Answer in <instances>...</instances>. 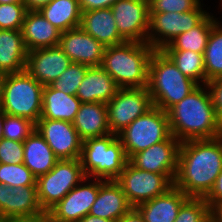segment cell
<instances>
[{"mask_svg": "<svg viewBox=\"0 0 222 222\" xmlns=\"http://www.w3.org/2000/svg\"><path fill=\"white\" fill-rule=\"evenodd\" d=\"M36 130V124L29 119L5 114L3 138L24 142Z\"/></svg>", "mask_w": 222, "mask_h": 222, "instance_id": "cell-35", "label": "cell"}, {"mask_svg": "<svg viewBox=\"0 0 222 222\" xmlns=\"http://www.w3.org/2000/svg\"><path fill=\"white\" fill-rule=\"evenodd\" d=\"M171 135L167 112L154 106L130 123L118 134V138L129 159L132 155L165 141Z\"/></svg>", "mask_w": 222, "mask_h": 222, "instance_id": "cell-7", "label": "cell"}, {"mask_svg": "<svg viewBox=\"0 0 222 222\" xmlns=\"http://www.w3.org/2000/svg\"><path fill=\"white\" fill-rule=\"evenodd\" d=\"M73 126L82 141L111 134L106 103H81Z\"/></svg>", "mask_w": 222, "mask_h": 222, "instance_id": "cell-24", "label": "cell"}, {"mask_svg": "<svg viewBox=\"0 0 222 222\" xmlns=\"http://www.w3.org/2000/svg\"><path fill=\"white\" fill-rule=\"evenodd\" d=\"M52 0H24L27 11H38Z\"/></svg>", "mask_w": 222, "mask_h": 222, "instance_id": "cell-43", "label": "cell"}, {"mask_svg": "<svg viewBox=\"0 0 222 222\" xmlns=\"http://www.w3.org/2000/svg\"><path fill=\"white\" fill-rule=\"evenodd\" d=\"M4 119H5V113L0 109V139L3 138Z\"/></svg>", "mask_w": 222, "mask_h": 222, "instance_id": "cell-47", "label": "cell"}, {"mask_svg": "<svg viewBox=\"0 0 222 222\" xmlns=\"http://www.w3.org/2000/svg\"><path fill=\"white\" fill-rule=\"evenodd\" d=\"M110 8L117 30L126 42H147L149 0H117Z\"/></svg>", "mask_w": 222, "mask_h": 222, "instance_id": "cell-12", "label": "cell"}, {"mask_svg": "<svg viewBox=\"0 0 222 222\" xmlns=\"http://www.w3.org/2000/svg\"><path fill=\"white\" fill-rule=\"evenodd\" d=\"M36 176L23 164L0 163V182L18 188L36 185Z\"/></svg>", "mask_w": 222, "mask_h": 222, "instance_id": "cell-32", "label": "cell"}, {"mask_svg": "<svg viewBox=\"0 0 222 222\" xmlns=\"http://www.w3.org/2000/svg\"><path fill=\"white\" fill-rule=\"evenodd\" d=\"M27 56L22 31L0 29V73L7 75L26 70Z\"/></svg>", "mask_w": 222, "mask_h": 222, "instance_id": "cell-25", "label": "cell"}, {"mask_svg": "<svg viewBox=\"0 0 222 222\" xmlns=\"http://www.w3.org/2000/svg\"><path fill=\"white\" fill-rule=\"evenodd\" d=\"M81 12L110 8L117 0H78Z\"/></svg>", "mask_w": 222, "mask_h": 222, "instance_id": "cell-41", "label": "cell"}, {"mask_svg": "<svg viewBox=\"0 0 222 222\" xmlns=\"http://www.w3.org/2000/svg\"><path fill=\"white\" fill-rule=\"evenodd\" d=\"M39 11L61 33L80 26L81 10L78 0H52Z\"/></svg>", "mask_w": 222, "mask_h": 222, "instance_id": "cell-28", "label": "cell"}, {"mask_svg": "<svg viewBox=\"0 0 222 222\" xmlns=\"http://www.w3.org/2000/svg\"><path fill=\"white\" fill-rule=\"evenodd\" d=\"M24 159L23 142L0 139V163L2 164H21Z\"/></svg>", "mask_w": 222, "mask_h": 222, "instance_id": "cell-38", "label": "cell"}, {"mask_svg": "<svg viewBox=\"0 0 222 222\" xmlns=\"http://www.w3.org/2000/svg\"><path fill=\"white\" fill-rule=\"evenodd\" d=\"M202 5L183 13L150 12L147 43L154 50H162L179 34L199 25L210 14Z\"/></svg>", "mask_w": 222, "mask_h": 222, "instance_id": "cell-10", "label": "cell"}, {"mask_svg": "<svg viewBox=\"0 0 222 222\" xmlns=\"http://www.w3.org/2000/svg\"><path fill=\"white\" fill-rule=\"evenodd\" d=\"M44 214L36 185L14 188L0 182V218H30Z\"/></svg>", "mask_w": 222, "mask_h": 222, "instance_id": "cell-16", "label": "cell"}, {"mask_svg": "<svg viewBox=\"0 0 222 222\" xmlns=\"http://www.w3.org/2000/svg\"><path fill=\"white\" fill-rule=\"evenodd\" d=\"M0 222H9V219L0 218Z\"/></svg>", "mask_w": 222, "mask_h": 222, "instance_id": "cell-51", "label": "cell"}, {"mask_svg": "<svg viewBox=\"0 0 222 222\" xmlns=\"http://www.w3.org/2000/svg\"><path fill=\"white\" fill-rule=\"evenodd\" d=\"M174 222H211L210 206L204 198L189 197Z\"/></svg>", "mask_w": 222, "mask_h": 222, "instance_id": "cell-33", "label": "cell"}, {"mask_svg": "<svg viewBox=\"0 0 222 222\" xmlns=\"http://www.w3.org/2000/svg\"><path fill=\"white\" fill-rule=\"evenodd\" d=\"M36 131L43 137L59 160L79 159L82 140L73 123L40 118Z\"/></svg>", "mask_w": 222, "mask_h": 222, "instance_id": "cell-14", "label": "cell"}, {"mask_svg": "<svg viewBox=\"0 0 222 222\" xmlns=\"http://www.w3.org/2000/svg\"><path fill=\"white\" fill-rule=\"evenodd\" d=\"M81 101L76 95H68L51 85L43 88L42 113L40 118L63 120L73 123Z\"/></svg>", "mask_w": 222, "mask_h": 222, "instance_id": "cell-26", "label": "cell"}, {"mask_svg": "<svg viewBox=\"0 0 222 222\" xmlns=\"http://www.w3.org/2000/svg\"><path fill=\"white\" fill-rule=\"evenodd\" d=\"M205 85L209 91L211 102L215 108L217 117L222 124V78L213 79Z\"/></svg>", "mask_w": 222, "mask_h": 222, "instance_id": "cell-39", "label": "cell"}, {"mask_svg": "<svg viewBox=\"0 0 222 222\" xmlns=\"http://www.w3.org/2000/svg\"><path fill=\"white\" fill-rule=\"evenodd\" d=\"M188 78L198 85L206 84L204 67V53H195L190 50H162Z\"/></svg>", "mask_w": 222, "mask_h": 222, "instance_id": "cell-30", "label": "cell"}, {"mask_svg": "<svg viewBox=\"0 0 222 222\" xmlns=\"http://www.w3.org/2000/svg\"><path fill=\"white\" fill-rule=\"evenodd\" d=\"M4 74L0 73V102H1V93H2V83L4 79Z\"/></svg>", "mask_w": 222, "mask_h": 222, "instance_id": "cell-50", "label": "cell"}, {"mask_svg": "<svg viewBox=\"0 0 222 222\" xmlns=\"http://www.w3.org/2000/svg\"><path fill=\"white\" fill-rule=\"evenodd\" d=\"M24 0H0V3L9 4V3H23Z\"/></svg>", "mask_w": 222, "mask_h": 222, "instance_id": "cell-49", "label": "cell"}, {"mask_svg": "<svg viewBox=\"0 0 222 222\" xmlns=\"http://www.w3.org/2000/svg\"><path fill=\"white\" fill-rule=\"evenodd\" d=\"M26 13L24 3H0V29L21 30Z\"/></svg>", "mask_w": 222, "mask_h": 222, "instance_id": "cell-36", "label": "cell"}, {"mask_svg": "<svg viewBox=\"0 0 222 222\" xmlns=\"http://www.w3.org/2000/svg\"><path fill=\"white\" fill-rule=\"evenodd\" d=\"M58 45L73 63L101 66L104 45L80 26L61 33Z\"/></svg>", "mask_w": 222, "mask_h": 222, "instance_id": "cell-17", "label": "cell"}, {"mask_svg": "<svg viewBox=\"0 0 222 222\" xmlns=\"http://www.w3.org/2000/svg\"><path fill=\"white\" fill-rule=\"evenodd\" d=\"M80 162L87 177L115 180L128 162L116 134L89 138L82 142Z\"/></svg>", "mask_w": 222, "mask_h": 222, "instance_id": "cell-5", "label": "cell"}, {"mask_svg": "<svg viewBox=\"0 0 222 222\" xmlns=\"http://www.w3.org/2000/svg\"><path fill=\"white\" fill-rule=\"evenodd\" d=\"M79 222H114V221L88 214L85 217H83Z\"/></svg>", "mask_w": 222, "mask_h": 222, "instance_id": "cell-45", "label": "cell"}, {"mask_svg": "<svg viewBox=\"0 0 222 222\" xmlns=\"http://www.w3.org/2000/svg\"><path fill=\"white\" fill-rule=\"evenodd\" d=\"M175 176L141 170L127 162L115 181L121 186L129 204L136 207L166 193L174 186Z\"/></svg>", "mask_w": 222, "mask_h": 222, "instance_id": "cell-9", "label": "cell"}, {"mask_svg": "<svg viewBox=\"0 0 222 222\" xmlns=\"http://www.w3.org/2000/svg\"><path fill=\"white\" fill-rule=\"evenodd\" d=\"M116 222H145L140 212L132 207L126 214L120 217Z\"/></svg>", "mask_w": 222, "mask_h": 222, "instance_id": "cell-42", "label": "cell"}, {"mask_svg": "<svg viewBox=\"0 0 222 222\" xmlns=\"http://www.w3.org/2000/svg\"><path fill=\"white\" fill-rule=\"evenodd\" d=\"M202 1V0H201ZM200 0H149L150 12H178L194 10L200 3Z\"/></svg>", "mask_w": 222, "mask_h": 222, "instance_id": "cell-37", "label": "cell"}, {"mask_svg": "<svg viewBox=\"0 0 222 222\" xmlns=\"http://www.w3.org/2000/svg\"><path fill=\"white\" fill-rule=\"evenodd\" d=\"M43 88L26 70L7 74L2 83L0 109L36 124L42 113Z\"/></svg>", "mask_w": 222, "mask_h": 222, "instance_id": "cell-6", "label": "cell"}, {"mask_svg": "<svg viewBox=\"0 0 222 222\" xmlns=\"http://www.w3.org/2000/svg\"><path fill=\"white\" fill-rule=\"evenodd\" d=\"M167 114L171 134L180 142L213 139L222 135V124L205 84L198 85Z\"/></svg>", "mask_w": 222, "mask_h": 222, "instance_id": "cell-2", "label": "cell"}, {"mask_svg": "<svg viewBox=\"0 0 222 222\" xmlns=\"http://www.w3.org/2000/svg\"><path fill=\"white\" fill-rule=\"evenodd\" d=\"M72 63L57 46L34 49L28 52L26 71L41 85L53 83Z\"/></svg>", "mask_w": 222, "mask_h": 222, "instance_id": "cell-18", "label": "cell"}, {"mask_svg": "<svg viewBox=\"0 0 222 222\" xmlns=\"http://www.w3.org/2000/svg\"><path fill=\"white\" fill-rule=\"evenodd\" d=\"M211 222H222V203L215 204L210 208Z\"/></svg>", "mask_w": 222, "mask_h": 222, "instance_id": "cell-44", "label": "cell"}, {"mask_svg": "<svg viewBox=\"0 0 222 222\" xmlns=\"http://www.w3.org/2000/svg\"><path fill=\"white\" fill-rule=\"evenodd\" d=\"M9 222H42V215L30 218H11Z\"/></svg>", "mask_w": 222, "mask_h": 222, "instance_id": "cell-46", "label": "cell"}, {"mask_svg": "<svg viewBox=\"0 0 222 222\" xmlns=\"http://www.w3.org/2000/svg\"><path fill=\"white\" fill-rule=\"evenodd\" d=\"M119 89L117 83L101 66H92L88 67L76 97L81 103L107 104Z\"/></svg>", "mask_w": 222, "mask_h": 222, "instance_id": "cell-20", "label": "cell"}, {"mask_svg": "<svg viewBox=\"0 0 222 222\" xmlns=\"http://www.w3.org/2000/svg\"><path fill=\"white\" fill-rule=\"evenodd\" d=\"M98 191L99 178L86 176L47 214L58 222H79L89 214L91 206L97 198Z\"/></svg>", "mask_w": 222, "mask_h": 222, "instance_id": "cell-13", "label": "cell"}, {"mask_svg": "<svg viewBox=\"0 0 222 222\" xmlns=\"http://www.w3.org/2000/svg\"><path fill=\"white\" fill-rule=\"evenodd\" d=\"M222 171V135L180 144L174 186L188 197L205 198Z\"/></svg>", "mask_w": 222, "mask_h": 222, "instance_id": "cell-1", "label": "cell"}, {"mask_svg": "<svg viewBox=\"0 0 222 222\" xmlns=\"http://www.w3.org/2000/svg\"><path fill=\"white\" fill-rule=\"evenodd\" d=\"M131 208L121 186L115 180L99 178V191L89 211L90 215L116 222Z\"/></svg>", "mask_w": 222, "mask_h": 222, "instance_id": "cell-19", "label": "cell"}, {"mask_svg": "<svg viewBox=\"0 0 222 222\" xmlns=\"http://www.w3.org/2000/svg\"><path fill=\"white\" fill-rule=\"evenodd\" d=\"M154 107L146 88H120L106 104L109 130L118 135L136 118Z\"/></svg>", "mask_w": 222, "mask_h": 222, "instance_id": "cell-11", "label": "cell"}, {"mask_svg": "<svg viewBox=\"0 0 222 222\" xmlns=\"http://www.w3.org/2000/svg\"><path fill=\"white\" fill-rule=\"evenodd\" d=\"M86 177L80 159L59 160L46 174L37 177L38 201L45 213Z\"/></svg>", "mask_w": 222, "mask_h": 222, "instance_id": "cell-8", "label": "cell"}, {"mask_svg": "<svg viewBox=\"0 0 222 222\" xmlns=\"http://www.w3.org/2000/svg\"><path fill=\"white\" fill-rule=\"evenodd\" d=\"M42 222H58V221L54 220L47 213H45L44 215H42Z\"/></svg>", "mask_w": 222, "mask_h": 222, "instance_id": "cell-48", "label": "cell"}, {"mask_svg": "<svg viewBox=\"0 0 222 222\" xmlns=\"http://www.w3.org/2000/svg\"><path fill=\"white\" fill-rule=\"evenodd\" d=\"M188 198L184 192L173 186L163 195L143 202L135 208L145 222H174L179 209Z\"/></svg>", "mask_w": 222, "mask_h": 222, "instance_id": "cell-21", "label": "cell"}, {"mask_svg": "<svg viewBox=\"0 0 222 222\" xmlns=\"http://www.w3.org/2000/svg\"><path fill=\"white\" fill-rule=\"evenodd\" d=\"M154 49L147 43L124 42L105 47L101 67L120 88H146Z\"/></svg>", "mask_w": 222, "mask_h": 222, "instance_id": "cell-3", "label": "cell"}, {"mask_svg": "<svg viewBox=\"0 0 222 222\" xmlns=\"http://www.w3.org/2000/svg\"><path fill=\"white\" fill-rule=\"evenodd\" d=\"M181 142L171 135L165 141L132 155L128 162L135 168L158 174H176Z\"/></svg>", "mask_w": 222, "mask_h": 222, "instance_id": "cell-15", "label": "cell"}, {"mask_svg": "<svg viewBox=\"0 0 222 222\" xmlns=\"http://www.w3.org/2000/svg\"><path fill=\"white\" fill-rule=\"evenodd\" d=\"M197 86L162 50H154L149 62L147 89L155 107L167 112Z\"/></svg>", "mask_w": 222, "mask_h": 222, "instance_id": "cell-4", "label": "cell"}, {"mask_svg": "<svg viewBox=\"0 0 222 222\" xmlns=\"http://www.w3.org/2000/svg\"><path fill=\"white\" fill-rule=\"evenodd\" d=\"M89 66L71 63L69 67L50 85L68 95H76Z\"/></svg>", "mask_w": 222, "mask_h": 222, "instance_id": "cell-34", "label": "cell"}, {"mask_svg": "<svg viewBox=\"0 0 222 222\" xmlns=\"http://www.w3.org/2000/svg\"><path fill=\"white\" fill-rule=\"evenodd\" d=\"M222 22L219 20L212 26L211 33L203 54L206 83L222 78Z\"/></svg>", "mask_w": 222, "mask_h": 222, "instance_id": "cell-31", "label": "cell"}, {"mask_svg": "<svg viewBox=\"0 0 222 222\" xmlns=\"http://www.w3.org/2000/svg\"><path fill=\"white\" fill-rule=\"evenodd\" d=\"M21 31L28 52L57 46L61 35V32L46 20L39 10L27 11Z\"/></svg>", "mask_w": 222, "mask_h": 222, "instance_id": "cell-22", "label": "cell"}, {"mask_svg": "<svg viewBox=\"0 0 222 222\" xmlns=\"http://www.w3.org/2000/svg\"><path fill=\"white\" fill-rule=\"evenodd\" d=\"M204 199L210 208L215 204L222 203V171L217 176L212 189Z\"/></svg>", "mask_w": 222, "mask_h": 222, "instance_id": "cell-40", "label": "cell"}, {"mask_svg": "<svg viewBox=\"0 0 222 222\" xmlns=\"http://www.w3.org/2000/svg\"><path fill=\"white\" fill-rule=\"evenodd\" d=\"M80 27L104 47L126 42L117 30L111 8L81 12Z\"/></svg>", "mask_w": 222, "mask_h": 222, "instance_id": "cell-23", "label": "cell"}, {"mask_svg": "<svg viewBox=\"0 0 222 222\" xmlns=\"http://www.w3.org/2000/svg\"><path fill=\"white\" fill-rule=\"evenodd\" d=\"M23 164L37 177L48 173L59 161L43 137L35 130L23 142Z\"/></svg>", "mask_w": 222, "mask_h": 222, "instance_id": "cell-27", "label": "cell"}, {"mask_svg": "<svg viewBox=\"0 0 222 222\" xmlns=\"http://www.w3.org/2000/svg\"><path fill=\"white\" fill-rule=\"evenodd\" d=\"M218 21L211 13L196 27L179 34L162 50H190L204 53L212 26Z\"/></svg>", "mask_w": 222, "mask_h": 222, "instance_id": "cell-29", "label": "cell"}]
</instances>
